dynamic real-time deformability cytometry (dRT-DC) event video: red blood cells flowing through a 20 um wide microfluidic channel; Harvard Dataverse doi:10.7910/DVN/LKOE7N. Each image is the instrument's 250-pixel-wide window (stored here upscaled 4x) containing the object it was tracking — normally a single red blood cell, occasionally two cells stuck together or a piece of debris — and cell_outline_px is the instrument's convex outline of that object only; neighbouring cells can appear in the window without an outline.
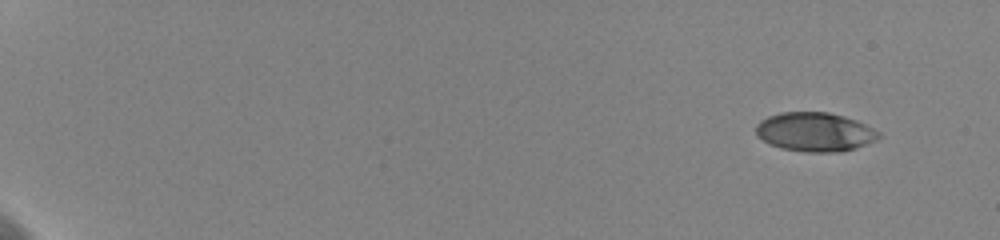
{"species": "human", "species_latin": "Homo sapiens", "temperature_condition": "cold", "stored_images_in_passage": 55, "camera_frame_rate_fps": 3000, "um_per_image_px": 0.085, "donor": {"sex": "female"}, "frame": {"image": 1, "passage_image": 1, "time_ms": 0.0, "image_size_px": [1000, 240], "cell_outline_px": [[880, 136], [876, 140], [852, 148], [832, 152], [808, 152], [780, 148], [768, 144], [756, 136], [756, 124], [760, 120], [768, 116], [780, 112], [828, 112], [844, 116], [856, 120], [880, 132]], "centroid_in_image_um": [69.2, 11.2], "position_along_channel_um": 15.8, "area_um2": 27.8}}
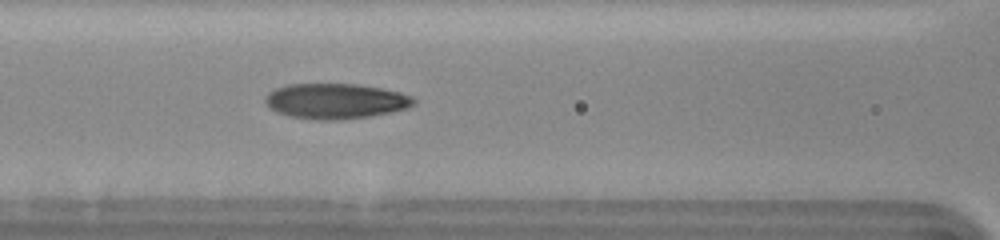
{"frame": {"image": 2, "passage_image": 26, "time_ms": 8.333, "image_size_px": [1000, 240], "cell_outline_px": [[416, 104], [408, 108], [392, 112], [372, 116], [336, 120], [316, 120], [292, 116], [276, 112], [264, 100], [268, 92], [276, 88], [288, 84], [356, 84], [380, 88], [400, 92], [412, 96], [416, 100]], "centroid_in_image_um": [28.57, 8.59], "position_along_channel_um": 138.0, "area_um2": 30.58}}
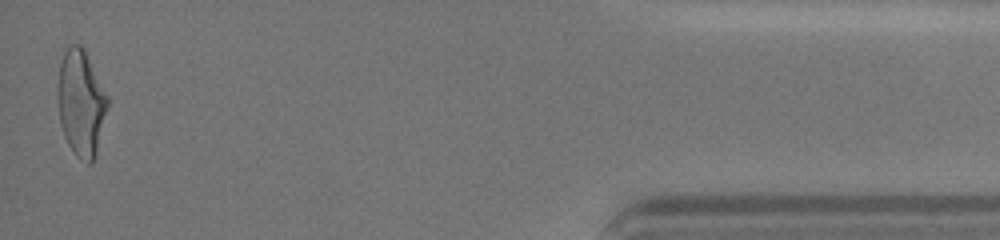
{"frame": {"image": 3, "passage_image": 55, "time_ms": 18.0, "image_size_px": [1000, 240], "cell_outline_px": [[108, 108], [96, 156], [92, 164], [88, 164], [80, 160], [72, 152], [64, 136], [60, 124], [56, 100], [56, 88], [60, 64], [64, 52], [68, 44], [80, 44], [84, 48], [108, 96]], "centroid_in_image_um": [6.87, 8.77], "position_along_channel_um": 428.3, "area_um2": 31.62}, "authors_computed_cell_mechanics": {"area_um2": 29.3046, "velocity_mm_per_s": 3.6003, "shape_relaxation_time_tau1_ms": 4.8416, "shape_relaxation_time_tau2_ms": 1.7251, "deformation_change_tau1": 0.1935, "deformation_change_tau2": 0.0821}}